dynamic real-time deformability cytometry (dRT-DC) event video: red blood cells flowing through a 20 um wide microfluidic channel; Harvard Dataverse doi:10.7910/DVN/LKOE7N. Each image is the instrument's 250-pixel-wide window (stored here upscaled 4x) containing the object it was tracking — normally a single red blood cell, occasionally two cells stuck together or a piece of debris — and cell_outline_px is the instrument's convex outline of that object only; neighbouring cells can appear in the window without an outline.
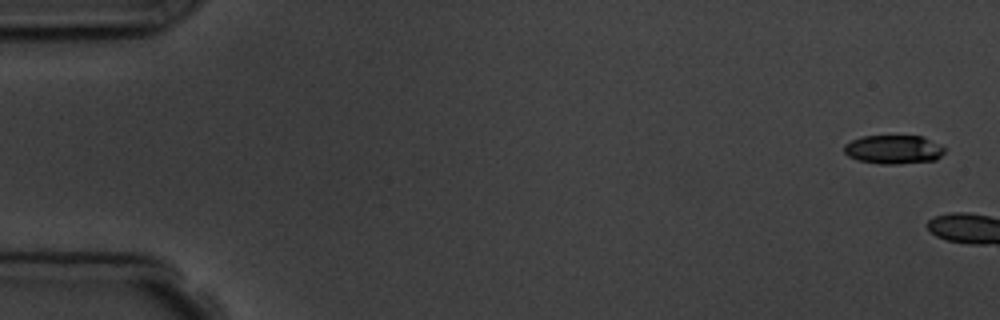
{"species": "common noctule bat (a hibernating species)", "species_latin": "Nyctalus noctula", "temperature_condition": "room temperature", "stored_images_in_passage": 5, "camera_frame_rate_fps": 3000, "um_per_image_px": 0.085, "animal": {"sex": "male", "body_mass_g": 19.5, "forearm_length_mm": 54.6}, "frame": {"image": 1, "passage_image": 1, "time_ms": 0.0, "image_size_px": [1000, 320], "cell_outline_px": [[944, 152], [936, 160], [896, 164], [880, 164], [860, 160], [848, 156], [844, 152], [844, 144], [852, 140], [864, 136], [924, 136], [940, 144], [944, 148]], "centroid_in_image_um": [75.96, 12.7], "position_along_channel_um": 9.0, "area_um2": 16.82}}